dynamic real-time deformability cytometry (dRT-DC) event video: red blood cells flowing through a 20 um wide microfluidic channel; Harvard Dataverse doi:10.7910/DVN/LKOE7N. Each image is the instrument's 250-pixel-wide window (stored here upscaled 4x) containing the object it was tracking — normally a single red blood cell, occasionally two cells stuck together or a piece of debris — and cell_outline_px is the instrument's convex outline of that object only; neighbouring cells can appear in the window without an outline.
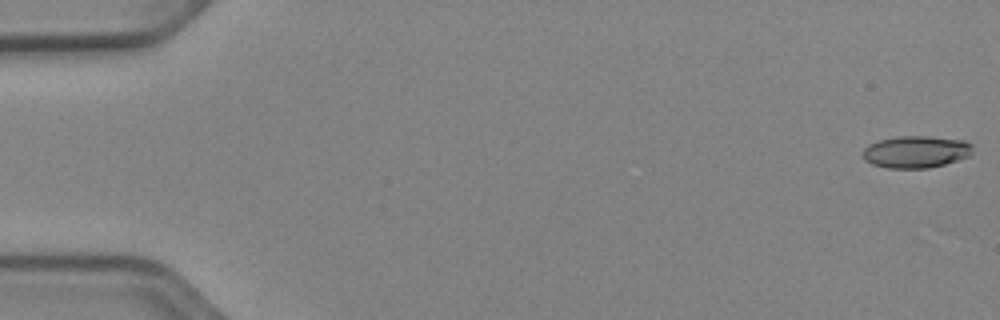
{"species": "Egyptian fruit bat (a non-hibernating species)", "species_latin": "Rousettus aegyptiacus", "temperature_condition": "cold", "stored_images_in_passage": 52, "camera_frame_rate_fps": 3000, "um_per_image_px": 0.085, "animal": {"sex": "female"}, "frame": {"image": 1, "passage_image": 1, "time_ms": 0.0, "image_size_px": [1000, 320], "cell_outline_px": [[972, 156], [944, 164], [928, 168], [888, 168], [872, 164], [864, 160], [864, 148], [868, 144], [880, 140], [900, 136], [924, 136], [964, 140], [972, 144]], "centroid_in_image_um": [77.88, 12.91], "position_along_channel_um": 7.1, "area_um2": 20.52}}
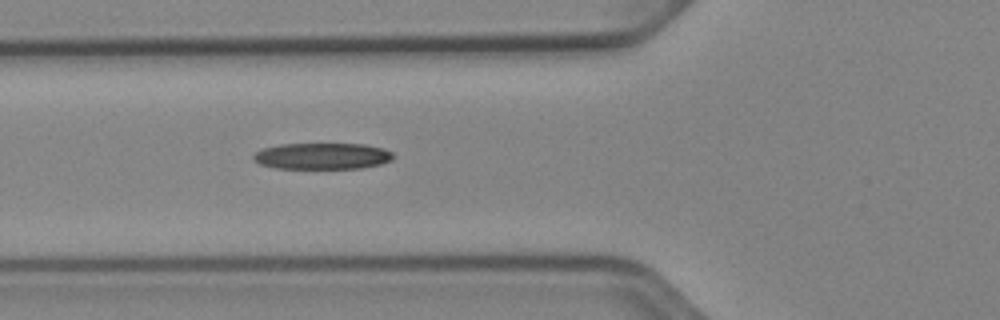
{"frame": {"image": 2, "passage_image": 20, "time_ms": 6.333, "image_size_px": [1000, 320], "cell_outline_px": [[392, 160], [380, 164], [360, 168], [276, 168], [260, 164], [252, 156], [256, 152], [264, 148], [280, 144], [364, 144], [384, 148], [392, 152]], "centroid_in_image_um": [27.41, 13.26], "position_along_channel_um": 98.4, "area_um2": 21.27}}
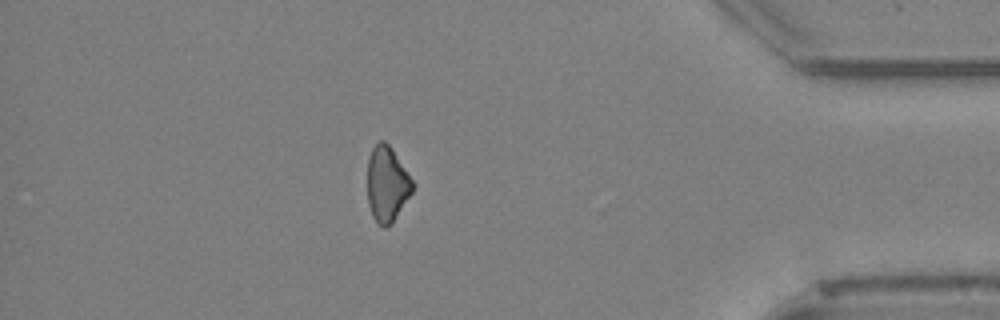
{"frame": {"image": 3, "passage_image": 46, "time_ms": 15.0, "image_size_px": [1000, 320], "cell_outline_px": [[412, 192], [392, 224], [384, 228], [376, 224], [372, 216], [368, 204], [368, 156], [372, 148], [380, 140], [384, 140], [392, 148], [412, 180]], "centroid_in_image_um": [32.87, 15.67], "position_along_channel_um": 402.3, "area_um2": 19.83}, "authors_computed_cell_mechanics": {"area_um2": 20.8658, "velocity_mm_per_s": 3.9508, "shape_relaxation_time_tau1_ms": 7.7152, "shape_relaxation_time_tau2_ms": null, "deformation_change_tau1": 0.1554, "deformation_change_tau2": null}}